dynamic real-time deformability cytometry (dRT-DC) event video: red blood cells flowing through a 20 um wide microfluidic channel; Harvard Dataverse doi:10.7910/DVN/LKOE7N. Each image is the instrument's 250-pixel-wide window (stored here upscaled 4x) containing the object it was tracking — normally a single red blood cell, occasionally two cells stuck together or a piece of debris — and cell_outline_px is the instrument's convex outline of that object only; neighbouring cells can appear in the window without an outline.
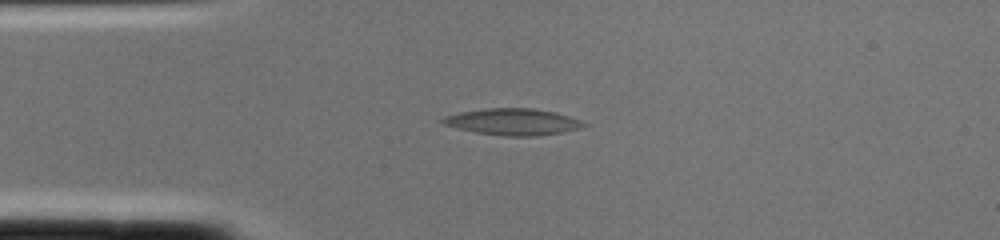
{"species": "common noctule bat (a hibernating species)", "species_latin": "Nyctalus noctula", "temperature_condition": "cold", "stored_images_in_passage": 1, "camera_frame_rate_fps": 3000, "um_per_image_px": 0.085, "animal": {"sex": "female", "body_mass_g": 22.0, "forearm_length_mm": 56.7}, "frame": {"image": 1, "passage_image": 1, "time_ms": 0.0, "image_size_px": [1000, 240], "cell_outline_px": [[588, 124], [580, 128], [560, 132], [536, 136], [504, 136], [476, 132], [456, 128], [444, 124], [440, 120], [444, 116], [460, 112], [488, 108], [536, 108], [556, 112], [580, 120]], "centroid_in_image_um": [43.59, 10.35], "position_along_channel_um": 41.4, "area_um2": 21.73}}